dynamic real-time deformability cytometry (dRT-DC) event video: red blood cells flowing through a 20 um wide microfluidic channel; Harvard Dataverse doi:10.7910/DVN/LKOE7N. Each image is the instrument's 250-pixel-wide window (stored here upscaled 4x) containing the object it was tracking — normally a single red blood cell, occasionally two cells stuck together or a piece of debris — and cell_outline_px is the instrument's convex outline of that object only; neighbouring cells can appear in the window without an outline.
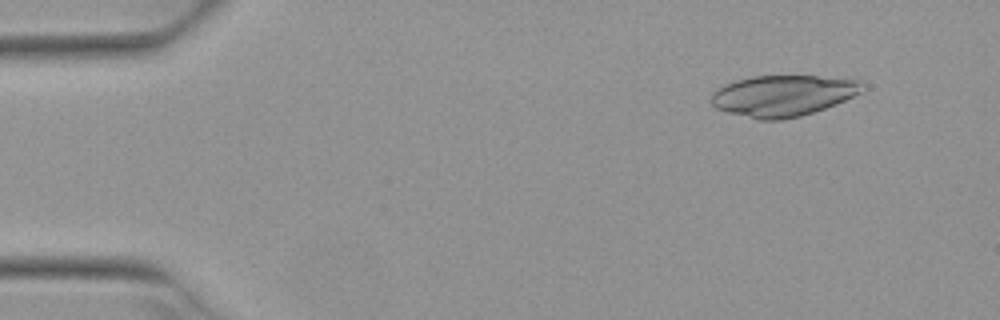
{"species": "Egyptian fruit bat (a non-hibernating species)", "species_latin": "Rousettus aegyptiacus", "temperature_condition": "warm", "stored_images_in_passage": 4, "camera_frame_rate_fps": 3000, "um_per_image_px": 0.085, "animal": {"sex": "female"}, "frame": {"image": 1, "passage_image": 2, "time_ms": 0.333, "image_size_px": [1000, 320], "cell_outline_px": [[864, 92], [836, 104], [800, 116], [780, 120], [760, 120], [728, 112], [716, 108], [712, 104], [712, 92], [724, 84], [736, 80], [752, 76], [816, 76], [856, 80]], "centroid_in_image_um": [66.51, 8.13], "position_along_channel_um": 18.5, "area_um2": 35.84}}